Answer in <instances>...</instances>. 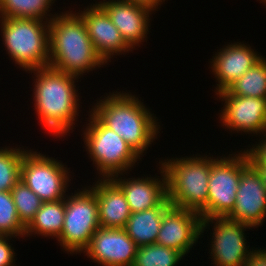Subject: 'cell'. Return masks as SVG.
Wrapping results in <instances>:
<instances>
[{
	"label": "cell",
	"instance_id": "cell-1",
	"mask_svg": "<svg viewBox=\"0 0 266 266\" xmlns=\"http://www.w3.org/2000/svg\"><path fill=\"white\" fill-rule=\"evenodd\" d=\"M30 72L35 76L32 96L34 110L44 130L56 138L72 133L81 112L79 107L82 96H79L76 87L80 78L50 66L26 73Z\"/></svg>",
	"mask_w": 266,
	"mask_h": 266
},
{
	"label": "cell",
	"instance_id": "cell-2",
	"mask_svg": "<svg viewBox=\"0 0 266 266\" xmlns=\"http://www.w3.org/2000/svg\"><path fill=\"white\" fill-rule=\"evenodd\" d=\"M105 94L93 103L95 105L90 111L123 138L140 158L143 157L155 139H158L157 135L161 131L158 118L139 96L131 92L113 91Z\"/></svg>",
	"mask_w": 266,
	"mask_h": 266
},
{
	"label": "cell",
	"instance_id": "cell-3",
	"mask_svg": "<svg viewBox=\"0 0 266 266\" xmlns=\"http://www.w3.org/2000/svg\"><path fill=\"white\" fill-rule=\"evenodd\" d=\"M103 65L106 63L96 52L86 25L76 10L55 12L49 22L48 66L83 78V75Z\"/></svg>",
	"mask_w": 266,
	"mask_h": 266
},
{
	"label": "cell",
	"instance_id": "cell-4",
	"mask_svg": "<svg viewBox=\"0 0 266 266\" xmlns=\"http://www.w3.org/2000/svg\"><path fill=\"white\" fill-rule=\"evenodd\" d=\"M166 158L160 160L167 185V198L171 206L190 209L207 219L208 182L211 169V156Z\"/></svg>",
	"mask_w": 266,
	"mask_h": 266
},
{
	"label": "cell",
	"instance_id": "cell-5",
	"mask_svg": "<svg viewBox=\"0 0 266 266\" xmlns=\"http://www.w3.org/2000/svg\"><path fill=\"white\" fill-rule=\"evenodd\" d=\"M2 44L9 58L28 72L49 64V22L34 18H0Z\"/></svg>",
	"mask_w": 266,
	"mask_h": 266
},
{
	"label": "cell",
	"instance_id": "cell-6",
	"mask_svg": "<svg viewBox=\"0 0 266 266\" xmlns=\"http://www.w3.org/2000/svg\"><path fill=\"white\" fill-rule=\"evenodd\" d=\"M88 112L89 123L86 122L81 137L83 135L84 148L96 167L98 178H111L120 173L128 176L127 172L132 171L141 158L115 131L106 127L90 110Z\"/></svg>",
	"mask_w": 266,
	"mask_h": 266
},
{
	"label": "cell",
	"instance_id": "cell-7",
	"mask_svg": "<svg viewBox=\"0 0 266 266\" xmlns=\"http://www.w3.org/2000/svg\"><path fill=\"white\" fill-rule=\"evenodd\" d=\"M70 194L65 198L64 224L57 242L68 254L81 255L100 227L98 202L95 192L88 185Z\"/></svg>",
	"mask_w": 266,
	"mask_h": 266
},
{
	"label": "cell",
	"instance_id": "cell-8",
	"mask_svg": "<svg viewBox=\"0 0 266 266\" xmlns=\"http://www.w3.org/2000/svg\"><path fill=\"white\" fill-rule=\"evenodd\" d=\"M57 158L28 149L22 158V180L43 202L65 199L72 173Z\"/></svg>",
	"mask_w": 266,
	"mask_h": 266
},
{
	"label": "cell",
	"instance_id": "cell-9",
	"mask_svg": "<svg viewBox=\"0 0 266 266\" xmlns=\"http://www.w3.org/2000/svg\"><path fill=\"white\" fill-rule=\"evenodd\" d=\"M213 233L209 249L211 261L214 266H244L246 259L250 256L253 248L247 245L245 231L253 227L248 226L240 221H234L228 217H211L202 219L200 226V238L206 229H210ZM247 245V246H246Z\"/></svg>",
	"mask_w": 266,
	"mask_h": 266
},
{
	"label": "cell",
	"instance_id": "cell-10",
	"mask_svg": "<svg viewBox=\"0 0 266 266\" xmlns=\"http://www.w3.org/2000/svg\"><path fill=\"white\" fill-rule=\"evenodd\" d=\"M238 153V154H236ZM242 174V150L228 156L211 157L207 219L226 217L234 208Z\"/></svg>",
	"mask_w": 266,
	"mask_h": 266
},
{
	"label": "cell",
	"instance_id": "cell-11",
	"mask_svg": "<svg viewBox=\"0 0 266 266\" xmlns=\"http://www.w3.org/2000/svg\"><path fill=\"white\" fill-rule=\"evenodd\" d=\"M224 102L220 113L221 127L231 133H242L257 137L266 132V98L231 95L227 90L215 94Z\"/></svg>",
	"mask_w": 266,
	"mask_h": 266
},
{
	"label": "cell",
	"instance_id": "cell-12",
	"mask_svg": "<svg viewBox=\"0 0 266 266\" xmlns=\"http://www.w3.org/2000/svg\"><path fill=\"white\" fill-rule=\"evenodd\" d=\"M236 193L235 206L226 217L253 228L263 225L266 217V188L243 149L242 174Z\"/></svg>",
	"mask_w": 266,
	"mask_h": 266
},
{
	"label": "cell",
	"instance_id": "cell-13",
	"mask_svg": "<svg viewBox=\"0 0 266 266\" xmlns=\"http://www.w3.org/2000/svg\"><path fill=\"white\" fill-rule=\"evenodd\" d=\"M201 220L196 211L171 206L163 214L156 244L188 256L200 238Z\"/></svg>",
	"mask_w": 266,
	"mask_h": 266
},
{
	"label": "cell",
	"instance_id": "cell-14",
	"mask_svg": "<svg viewBox=\"0 0 266 266\" xmlns=\"http://www.w3.org/2000/svg\"><path fill=\"white\" fill-rule=\"evenodd\" d=\"M137 247L124 228L99 227L84 255L100 266H133Z\"/></svg>",
	"mask_w": 266,
	"mask_h": 266
},
{
	"label": "cell",
	"instance_id": "cell-15",
	"mask_svg": "<svg viewBox=\"0 0 266 266\" xmlns=\"http://www.w3.org/2000/svg\"><path fill=\"white\" fill-rule=\"evenodd\" d=\"M92 4L85 6L83 11L79 10L77 13L86 25L96 52L108 65L114 55H124L133 50L125 43L106 11L96 1Z\"/></svg>",
	"mask_w": 266,
	"mask_h": 266
},
{
	"label": "cell",
	"instance_id": "cell-16",
	"mask_svg": "<svg viewBox=\"0 0 266 266\" xmlns=\"http://www.w3.org/2000/svg\"><path fill=\"white\" fill-rule=\"evenodd\" d=\"M223 45L212 56L209 68L216 78L215 93L227 90L238 78L258 63L264 56L249 44L235 42Z\"/></svg>",
	"mask_w": 266,
	"mask_h": 266
},
{
	"label": "cell",
	"instance_id": "cell-17",
	"mask_svg": "<svg viewBox=\"0 0 266 266\" xmlns=\"http://www.w3.org/2000/svg\"><path fill=\"white\" fill-rule=\"evenodd\" d=\"M97 3L109 15L112 23L118 28L125 43L132 49L147 42L150 20L154 13L148 7L133 4L125 0H103ZM151 16V17H150Z\"/></svg>",
	"mask_w": 266,
	"mask_h": 266
},
{
	"label": "cell",
	"instance_id": "cell-18",
	"mask_svg": "<svg viewBox=\"0 0 266 266\" xmlns=\"http://www.w3.org/2000/svg\"><path fill=\"white\" fill-rule=\"evenodd\" d=\"M159 165V174H155L153 177L145 178L133 177L126 178L123 173L116 174L111 179L122 189L126 201L129 204L131 213L145 211L154 207H158L167 198V185L165 172ZM123 178V179H122Z\"/></svg>",
	"mask_w": 266,
	"mask_h": 266
},
{
	"label": "cell",
	"instance_id": "cell-19",
	"mask_svg": "<svg viewBox=\"0 0 266 266\" xmlns=\"http://www.w3.org/2000/svg\"><path fill=\"white\" fill-rule=\"evenodd\" d=\"M98 202L101 228H124L131 215L122 189L111 178H99L89 186Z\"/></svg>",
	"mask_w": 266,
	"mask_h": 266
},
{
	"label": "cell",
	"instance_id": "cell-20",
	"mask_svg": "<svg viewBox=\"0 0 266 266\" xmlns=\"http://www.w3.org/2000/svg\"><path fill=\"white\" fill-rule=\"evenodd\" d=\"M170 207L166 198L158 207L131 213L124 230L138 247L156 243L163 214Z\"/></svg>",
	"mask_w": 266,
	"mask_h": 266
},
{
	"label": "cell",
	"instance_id": "cell-21",
	"mask_svg": "<svg viewBox=\"0 0 266 266\" xmlns=\"http://www.w3.org/2000/svg\"><path fill=\"white\" fill-rule=\"evenodd\" d=\"M65 216V199L43 202L31 222L25 227V237L41 235L44 238L60 237ZM33 234V235H32Z\"/></svg>",
	"mask_w": 266,
	"mask_h": 266
},
{
	"label": "cell",
	"instance_id": "cell-22",
	"mask_svg": "<svg viewBox=\"0 0 266 266\" xmlns=\"http://www.w3.org/2000/svg\"><path fill=\"white\" fill-rule=\"evenodd\" d=\"M56 0H0V18H34L50 22Z\"/></svg>",
	"mask_w": 266,
	"mask_h": 266
},
{
	"label": "cell",
	"instance_id": "cell-23",
	"mask_svg": "<svg viewBox=\"0 0 266 266\" xmlns=\"http://www.w3.org/2000/svg\"><path fill=\"white\" fill-rule=\"evenodd\" d=\"M227 91L231 95L266 98V58L265 56L238 78Z\"/></svg>",
	"mask_w": 266,
	"mask_h": 266
},
{
	"label": "cell",
	"instance_id": "cell-24",
	"mask_svg": "<svg viewBox=\"0 0 266 266\" xmlns=\"http://www.w3.org/2000/svg\"><path fill=\"white\" fill-rule=\"evenodd\" d=\"M22 147H0V191H11L20 180L23 154L28 150Z\"/></svg>",
	"mask_w": 266,
	"mask_h": 266
},
{
	"label": "cell",
	"instance_id": "cell-25",
	"mask_svg": "<svg viewBox=\"0 0 266 266\" xmlns=\"http://www.w3.org/2000/svg\"><path fill=\"white\" fill-rule=\"evenodd\" d=\"M183 259L177 250L153 243L137 247L133 266H177Z\"/></svg>",
	"mask_w": 266,
	"mask_h": 266
},
{
	"label": "cell",
	"instance_id": "cell-26",
	"mask_svg": "<svg viewBox=\"0 0 266 266\" xmlns=\"http://www.w3.org/2000/svg\"><path fill=\"white\" fill-rule=\"evenodd\" d=\"M0 236L25 237V226L19 220L11 191H0Z\"/></svg>",
	"mask_w": 266,
	"mask_h": 266
},
{
	"label": "cell",
	"instance_id": "cell-27",
	"mask_svg": "<svg viewBox=\"0 0 266 266\" xmlns=\"http://www.w3.org/2000/svg\"><path fill=\"white\" fill-rule=\"evenodd\" d=\"M11 194L19 220L26 227L42 206L43 201L22 180H19L11 189Z\"/></svg>",
	"mask_w": 266,
	"mask_h": 266
},
{
	"label": "cell",
	"instance_id": "cell-28",
	"mask_svg": "<svg viewBox=\"0 0 266 266\" xmlns=\"http://www.w3.org/2000/svg\"><path fill=\"white\" fill-rule=\"evenodd\" d=\"M262 136V137H261ZM261 137V138H260ZM259 137V142L244 149L251 165L266 166V132Z\"/></svg>",
	"mask_w": 266,
	"mask_h": 266
},
{
	"label": "cell",
	"instance_id": "cell-29",
	"mask_svg": "<svg viewBox=\"0 0 266 266\" xmlns=\"http://www.w3.org/2000/svg\"><path fill=\"white\" fill-rule=\"evenodd\" d=\"M12 236H0V266H15L16 252L10 243ZM17 266V265H16Z\"/></svg>",
	"mask_w": 266,
	"mask_h": 266
},
{
	"label": "cell",
	"instance_id": "cell-30",
	"mask_svg": "<svg viewBox=\"0 0 266 266\" xmlns=\"http://www.w3.org/2000/svg\"><path fill=\"white\" fill-rule=\"evenodd\" d=\"M244 266H266V249L262 247L255 248L250 252V256L246 259Z\"/></svg>",
	"mask_w": 266,
	"mask_h": 266
},
{
	"label": "cell",
	"instance_id": "cell-31",
	"mask_svg": "<svg viewBox=\"0 0 266 266\" xmlns=\"http://www.w3.org/2000/svg\"><path fill=\"white\" fill-rule=\"evenodd\" d=\"M125 1H129L133 4H138L144 7H148L153 12L158 11L157 9H160L162 4L165 2V0H125Z\"/></svg>",
	"mask_w": 266,
	"mask_h": 266
},
{
	"label": "cell",
	"instance_id": "cell-32",
	"mask_svg": "<svg viewBox=\"0 0 266 266\" xmlns=\"http://www.w3.org/2000/svg\"><path fill=\"white\" fill-rule=\"evenodd\" d=\"M260 174L262 183L266 188V166L252 165Z\"/></svg>",
	"mask_w": 266,
	"mask_h": 266
},
{
	"label": "cell",
	"instance_id": "cell-33",
	"mask_svg": "<svg viewBox=\"0 0 266 266\" xmlns=\"http://www.w3.org/2000/svg\"><path fill=\"white\" fill-rule=\"evenodd\" d=\"M258 1V0H257ZM260 1V0H259ZM260 3H263L264 6H266V0H261Z\"/></svg>",
	"mask_w": 266,
	"mask_h": 266
}]
</instances>
